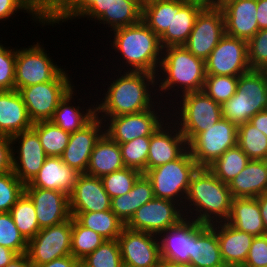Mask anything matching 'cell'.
<instances>
[{
	"label": "cell",
	"instance_id": "1",
	"mask_svg": "<svg viewBox=\"0 0 267 267\" xmlns=\"http://www.w3.org/2000/svg\"><path fill=\"white\" fill-rule=\"evenodd\" d=\"M122 71H118L121 76H117L116 80L114 78L108 85L100 104L97 102L95 105L96 116L116 117L146 111L156 106L153 95L156 97L155 94L158 93L156 92L157 76L147 72L133 71H123L122 75ZM152 88L155 89V93L152 92Z\"/></svg>",
	"mask_w": 267,
	"mask_h": 267
},
{
	"label": "cell",
	"instance_id": "2",
	"mask_svg": "<svg viewBox=\"0 0 267 267\" xmlns=\"http://www.w3.org/2000/svg\"><path fill=\"white\" fill-rule=\"evenodd\" d=\"M232 200L228 184L219 180L207 167H199L189 184L183 205L184 215L207 225L225 222L230 214Z\"/></svg>",
	"mask_w": 267,
	"mask_h": 267
},
{
	"label": "cell",
	"instance_id": "3",
	"mask_svg": "<svg viewBox=\"0 0 267 267\" xmlns=\"http://www.w3.org/2000/svg\"><path fill=\"white\" fill-rule=\"evenodd\" d=\"M113 33L112 49L120 53L127 67L130 66L124 71L157 75L163 47L153 30L141 20L135 25L114 29Z\"/></svg>",
	"mask_w": 267,
	"mask_h": 267
},
{
	"label": "cell",
	"instance_id": "4",
	"mask_svg": "<svg viewBox=\"0 0 267 267\" xmlns=\"http://www.w3.org/2000/svg\"><path fill=\"white\" fill-rule=\"evenodd\" d=\"M162 73H157V85H159L160 97L163 92L177 90L180 93L202 91L206 79L205 60L196 57L184 46H169L163 48L161 63L159 67ZM160 74V75H159ZM161 77V78H160ZM165 77V78H162ZM159 83V84H158ZM177 86V88L174 89ZM173 88V89H172ZM182 89V90H181ZM161 91V92H160Z\"/></svg>",
	"mask_w": 267,
	"mask_h": 267
},
{
	"label": "cell",
	"instance_id": "5",
	"mask_svg": "<svg viewBox=\"0 0 267 267\" xmlns=\"http://www.w3.org/2000/svg\"><path fill=\"white\" fill-rule=\"evenodd\" d=\"M267 109V71L251 69L239 76L236 93L222 105V118L237 126Z\"/></svg>",
	"mask_w": 267,
	"mask_h": 267
},
{
	"label": "cell",
	"instance_id": "6",
	"mask_svg": "<svg viewBox=\"0 0 267 267\" xmlns=\"http://www.w3.org/2000/svg\"><path fill=\"white\" fill-rule=\"evenodd\" d=\"M198 168L187 149L179 158L144 174L151 182L155 198L177 202L183 207L191 178Z\"/></svg>",
	"mask_w": 267,
	"mask_h": 267
},
{
	"label": "cell",
	"instance_id": "7",
	"mask_svg": "<svg viewBox=\"0 0 267 267\" xmlns=\"http://www.w3.org/2000/svg\"><path fill=\"white\" fill-rule=\"evenodd\" d=\"M179 97L181 98L180 107L177 108L179 111L171 107L175 111L172 116L176 119L174 120L172 116L169 119L178 126L188 144L198 134L206 131L208 126L212 127L222 119V106L203 91L189 92Z\"/></svg>",
	"mask_w": 267,
	"mask_h": 267
},
{
	"label": "cell",
	"instance_id": "8",
	"mask_svg": "<svg viewBox=\"0 0 267 267\" xmlns=\"http://www.w3.org/2000/svg\"><path fill=\"white\" fill-rule=\"evenodd\" d=\"M71 80L63 69L50 82L30 85L19 90L33 123L52 119L59 101L75 87Z\"/></svg>",
	"mask_w": 267,
	"mask_h": 267
},
{
	"label": "cell",
	"instance_id": "9",
	"mask_svg": "<svg viewBox=\"0 0 267 267\" xmlns=\"http://www.w3.org/2000/svg\"><path fill=\"white\" fill-rule=\"evenodd\" d=\"M237 140L238 126L222 118L198 134L188 144V150L199 167H208L226 150L236 146Z\"/></svg>",
	"mask_w": 267,
	"mask_h": 267
},
{
	"label": "cell",
	"instance_id": "10",
	"mask_svg": "<svg viewBox=\"0 0 267 267\" xmlns=\"http://www.w3.org/2000/svg\"><path fill=\"white\" fill-rule=\"evenodd\" d=\"M33 46L16 49L15 89L52 81L63 69L36 42ZM52 59V60H51Z\"/></svg>",
	"mask_w": 267,
	"mask_h": 267
},
{
	"label": "cell",
	"instance_id": "11",
	"mask_svg": "<svg viewBox=\"0 0 267 267\" xmlns=\"http://www.w3.org/2000/svg\"><path fill=\"white\" fill-rule=\"evenodd\" d=\"M72 216L57 225L42 228L28 241L27 256L32 266H39L71 254Z\"/></svg>",
	"mask_w": 267,
	"mask_h": 267
},
{
	"label": "cell",
	"instance_id": "12",
	"mask_svg": "<svg viewBox=\"0 0 267 267\" xmlns=\"http://www.w3.org/2000/svg\"><path fill=\"white\" fill-rule=\"evenodd\" d=\"M183 218L185 215L180 203L154 197L134 212L125 227L159 235Z\"/></svg>",
	"mask_w": 267,
	"mask_h": 267
},
{
	"label": "cell",
	"instance_id": "13",
	"mask_svg": "<svg viewBox=\"0 0 267 267\" xmlns=\"http://www.w3.org/2000/svg\"><path fill=\"white\" fill-rule=\"evenodd\" d=\"M158 114L156 109L152 107L138 113L99 118L104 123L107 122L104 124V133L111 140L117 143H126L139 137H151L165 122L162 115Z\"/></svg>",
	"mask_w": 267,
	"mask_h": 267
},
{
	"label": "cell",
	"instance_id": "14",
	"mask_svg": "<svg viewBox=\"0 0 267 267\" xmlns=\"http://www.w3.org/2000/svg\"><path fill=\"white\" fill-rule=\"evenodd\" d=\"M206 75L235 76L251 70L247 41L225 34L205 59Z\"/></svg>",
	"mask_w": 267,
	"mask_h": 267
},
{
	"label": "cell",
	"instance_id": "15",
	"mask_svg": "<svg viewBox=\"0 0 267 267\" xmlns=\"http://www.w3.org/2000/svg\"><path fill=\"white\" fill-rule=\"evenodd\" d=\"M158 236L124 227L117 241L123 267H158L161 261Z\"/></svg>",
	"mask_w": 267,
	"mask_h": 267
},
{
	"label": "cell",
	"instance_id": "16",
	"mask_svg": "<svg viewBox=\"0 0 267 267\" xmlns=\"http://www.w3.org/2000/svg\"><path fill=\"white\" fill-rule=\"evenodd\" d=\"M224 35L222 10L205 7L197 16L190 36L183 46L196 57L205 60Z\"/></svg>",
	"mask_w": 267,
	"mask_h": 267
},
{
	"label": "cell",
	"instance_id": "17",
	"mask_svg": "<svg viewBox=\"0 0 267 267\" xmlns=\"http://www.w3.org/2000/svg\"><path fill=\"white\" fill-rule=\"evenodd\" d=\"M16 142L20 145L16 147L17 149H15V146L12 147L14 149L12 150V171L26 185L40 171L47 155L41 145L39 136L32 128L11 137L12 145Z\"/></svg>",
	"mask_w": 267,
	"mask_h": 267
},
{
	"label": "cell",
	"instance_id": "18",
	"mask_svg": "<svg viewBox=\"0 0 267 267\" xmlns=\"http://www.w3.org/2000/svg\"><path fill=\"white\" fill-rule=\"evenodd\" d=\"M162 114L170 115H167V117L165 115L163 116L166 119V123L162 124L151 135L147 171L179 158L188 149L186 138L180 132L178 126L174 122L172 123V119L169 121L170 123L167 122L169 120L168 117L172 115L170 111Z\"/></svg>",
	"mask_w": 267,
	"mask_h": 267
},
{
	"label": "cell",
	"instance_id": "19",
	"mask_svg": "<svg viewBox=\"0 0 267 267\" xmlns=\"http://www.w3.org/2000/svg\"><path fill=\"white\" fill-rule=\"evenodd\" d=\"M104 124L98 116H95L80 130L70 133L69 143L60 156L62 161L79 174L86 173L92 150L104 134Z\"/></svg>",
	"mask_w": 267,
	"mask_h": 267
},
{
	"label": "cell",
	"instance_id": "20",
	"mask_svg": "<svg viewBox=\"0 0 267 267\" xmlns=\"http://www.w3.org/2000/svg\"><path fill=\"white\" fill-rule=\"evenodd\" d=\"M111 208V198L104 189L100 177L79 174L69 196L70 214L74 218L80 212L106 211Z\"/></svg>",
	"mask_w": 267,
	"mask_h": 267
},
{
	"label": "cell",
	"instance_id": "21",
	"mask_svg": "<svg viewBox=\"0 0 267 267\" xmlns=\"http://www.w3.org/2000/svg\"><path fill=\"white\" fill-rule=\"evenodd\" d=\"M33 202L40 229L60 224L71 217L69 196L58 190L25 187Z\"/></svg>",
	"mask_w": 267,
	"mask_h": 267
},
{
	"label": "cell",
	"instance_id": "22",
	"mask_svg": "<svg viewBox=\"0 0 267 267\" xmlns=\"http://www.w3.org/2000/svg\"><path fill=\"white\" fill-rule=\"evenodd\" d=\"M158 240L162 260L189 264L192 254V219L183 218L175 226L161 232Z\"/></svg>",
	"mask_w": 267,
	"mask_h": 267
},
{
	"label": "cell",
	"instance_id": "23",
	"mask_svg": "<svg viewBox=\"0 0 267 267\" xmlns=\"http://www.w3.org/2000/svg\"><path fill=\"white\" fill-rule=\"evenodd\" d=\"M257 0H235L221 10L225 22V34L249 41L258 31Z\"/></svg>",
	"mask_w": 267,
	"mask_h": 267
},
{
	"label": "cell",
	"instance_id": "24",
	"mask_svg": "<svg viewBox=\"0 0 267 267\" xmlns=\"http://www.w3.org/2000/svg\"><path fill=\"white\" fill-rule=\"evenodd\" d=\"M192 267H226L220 252L216 231L207 224L192 219Z\"/></svg>",
	"mask_w": 267,
	"mask_h": 267
},
{
	"label": "cell",
	"instance_id": "25",
	"mask_svg": "<svg viewBox=\"0 0 267 267\" xmlns=\"http://www.w3.org/2000/svg\"><path fill=\"white\" fill-rule=\"evenodd\" d=\"M217 233L222 260L226 267H242L248 257L253 235L226 222L210 225Z\"/></svg>",
	"mask_w": 267,
	"mask_h": 267
},
{
	"label": "cell",
	"instance_id": "26",
	"mask_svg": "<svg viewBox=\"0 0 267 267\" xmlns=\"http://www.w3.org/2000/svg\"><path fill=\"white\" fill-rule=\"evenodd\" d=\"M204 8L198 3L172 0L171 25L160 37L162 47L183 46L190 36L197 16Z\"/></svg>",
	"mask_w": 267,
	"mask_h": 267
},
{
	"label": "cell",
	"instance_id": "27",
	"mask_svg": "<svg viewBox=\"0 0 267 267\" xmlns=\"http://www.w3.org/2000/svg\"><path fill=\"white\" fill-rule=\"evenodd\" d=\"M32 126L33 122L19 91H0V135L11 138Z\"/></svg>",
	"mask_w": 267,
	"mask_h": 267
},
{
	"label": "cell",
	"instance_id": "28",
	"mask_svg": "<svg viewBox=\"0 0 267 267\" xmlns=\"http://www.w3.org/2000/svg\"><path fill=\"white\" fill-rule=\"evenodd\" d=\"M78 175L61 157H47L40 171L25 187L58 190L70 196Z\"/></svg>",
	"mask_w": 267,
	"mask_h": 267
},
{
	"label": "cell",
	"instance_id": "29",
	"mask_svg": "<svg viewBox=\"0 0 267 267\" xmlns=\"http://www.w3.org/2000/svg\"><path fill=\"white\" fill-rule=\"evenodd\" d=\"M228 188L233 198H256L267 193V160H250Z\"/></svg>",
	"mask_w": 267,
	"mask_h": 267
},
{
	"label": "cell",
	"instance_id": "30",
	"mask_svg": "<svg viewBox=\"0 0 267 267\" xmlns=\"http://www.w3.org/2000/svg\"><path fill=\"white\" fill-rule=\"evenodd\" d=\"M225 222L254 237L266 234L257 198H233Z\"/></svg>",
	"mask_w": 267,
	"mask_h": 267
},
{
	"label": "cell",
	"instance_id": "31",
	"mask_svg": "<svg viewBox=\"0 0 267 267\" xmlns=\"http://www.w3.org/2000/svg\"><path fill=\"white\" fill-rule=\"evenodd\" d=\"M125 168L119 144L105 133L96 142L92 150L87 175L102 177Z\"/></svg>",
	"mask_w": 267,
	"mask_h": 267
},
{
	"label": "cell",
	"instance_id": "32",
	"mask_svg": "<svg viewBox=\"0 0 267 267\" xmlns=\"http://www.w3.org/2000/svg\"><path fill=\"white\" fill-rule=\"evenodd\" d=\"M74 90L75 89L73 87L59 101L58 107L56 108L54 115L50 120L69 133L80 130L96 116V109L94 107L95 104L90 105V107H88V109L86 108V111L84 112L79 105L76 107L69 103L72 101L73 95H75Z\"/></svg>",
	"mask_w": 267,
	"mask_h": 267
},
{
	"label": "cell",
	"instance_id": "33",
	"mask_svg": "<svg viewBox=\"0 0 267 267\" xmlns=\"http://www.w3.org/2000/svg\"><path fill=\"white\" fill-rule=\"evenodd\" d=\"M142 4L138 0H111L108 8L97 19L114 29L131 26L141 21Z\"/></svg>",
	"mask_w": 267,
	"mask_h": 267
},
{
	"label": "cell",
	"instance_id": "34",
	"mask_svg": "<svg viewBox=\"0 0 267 267\" xmlns=\"http://www.w3.org/2000/svg\"><path fill=\"white\" fill-rule=\"evenodd\" d=\"M74 219L83 227L100 234L105 240H116L125 224L110 210L80 212Z\"/></svg>",
	"mask_w": 267,
	"mask_h": 267
},
{
	"label": "cell",
	"instance_id": "35",
	"mask_svg": "<svg viewBox=\"0 0 267 267\" xmlns=\"http://www.w3.org/2000/svg\"><path fill=\"white\" fill-rule=\"evenodd\" d=\"M249 161V157L236 145L226 150L207 168L223 183L229 184Z\"/></svg>",
	"mask_w": 267,
	"mask_h": 267
},
{
	"label": "cell",
	"instance_id": "36",
	"mask_svg": "<svg viewBox=\"0 0 267 267\" xmlns=\"http://www.w3.org/2000/svg\"><path fill=\"white\" fill-rule=\"evenodd\" d=\"M32 129L39 136L47 157H60L62 155L69 143V132L64 131L50 120L33 123Z\"/></svg>",
	"mask_w": 267,
	"mask_h": 267
},
{
	"label": "cell",
	"instance_id": "37",
	"mask_svg": "<svg viewBox=\"0 0 267 267\" xmlns=\"http://www.w3.org/2000/svg\"><path fill=\"white\" fill-rule=\"evenodd\" d=\"M141 20L160 38L171 25L172 0H152L143 4Z\"/></svg>",
	"mask_w": 267,
	"mask_h": 267
},
{
	"label": "cell",
	"instance_id": "38",
	"mask_svg": "<svg viewBox=\"0 0 267 267\" xmlns=\"http://www.w3.org/2000/svg\"><path fill=\"white\" fill-rule=\"evenodd\" d=\"M24 238L29 241L41 229L39 227L35 207L32 200L23 193L9 212Z\"/></svg>",
	"mask_w": 267,
	"mask_h": 267
},
{
	"label": "cell",
	"instance_id": "39",
	"mask_svg": "<svg viewBox=\"0 0 267 267\" xmlns=\"http://www.w3.org/2000/svg\"><path fill=\"white\" fill-rule=\"evenodd\" d=\"M237 145L250 160H267V137L249 122L238 126Z\"/></svg>",
	"mask_w": 267,
	"mask_h": 267
},
{
	"label": "cell",
	"instance_id": "40",
	"mask_svg": "<svg viewBox=\"0 0 267 267\" xmlns=\"http://www.w3.org/2000/svg\"><path fill=\"white\" fill-rule=\"evenodd\" d=\"M105 239L95 231L81 226L72 217L71 254L78 260L95 251Z\"/></svg>",
	"mask_w": 267,
	"mask_h": 267
},
{
	"label": "cell",
	"instance_id": "41",
	"mask_svg": "<svg viewBox=\"0 0 267 267\" xmlns=\"http://www.w3.org/2000/svg\"><path fill=\"white\" fill-rule=\"evenodd\" d=\"M151 137H139L126 143H118L125 167L141 173L147 171V159Z\"/></svg>",
	"mask_w": 267,
	"mask_h": 267
},
{
	"label": "cell",
	"instance_id": "42",
	"mask_svg": "<svg viewBox=\"0 0 267 267\" xmlns=\"http://www.w3.org/2000/svg\"><path fill=\"white\" fill-rule=\"evenodd\" d=\"M97 0H53V9L45 20L46 25H56L60 21L65 22L82 16L91 8Z\"/></svg>",
	"mask_w": 267,
	"mask_h": 267
},
{
	"label": "cell",
	"instance_id": "43",
	"mask_svg": "<svg viewBox=\"0 0 267 267\" xmlns=\"http://www.w3.org/2000/svg\"><path fill=\"white\" fill-rule=\"evenodd\" d=\"M81 267H123L117 239L105 240L95 251L81 260Z\"/></svg>",
	"mask_w": 267,
	"mask_h": 267
},
{
	"label": "cell",
	"instance_id": "44",
	"mask_svg": "<svg viewBox=\"0 0 267 267\" xmlns=\"http://www.w3.org/2000/svg\"><path fill=\"white\" fill-rule=\"evenodd\" d=\"M239 77L206 75L202 91L221 106L235 93Z\"/></svg>",
	"mask_w": 267,
	"mask_h": 267
},
{
	"label": "cell",
	"instance_id": "45",
	"mask_svg": "<svg viewBox=\"0 0 267 267\" xmlns=\"http://www.w3.org/2000/svg\"><path fill=\"white\" fill-rule=\"evenodd\" d=\"M141 174L142 173L136 169L125 167L102 176L101 180L105 191L112 199L130 192L135 181Z\"/></svg>",
	"mask_w": 267,
	"mask_h": 267
},
{
	"label": "cell",
	"instance_id": "46",
	"mask_svg": "<svg viewBox=\"0 0 267 267\" xmlns=\"http://www.w3.org/2000/svg\"><path fill=\"white\" fill-rule=\"evenodd\" d=\"M0 245L17 255L26 254L28 241L20 233L9 212L0 213Z\"/></svg>",
	"mask_w": 267,
	"mask_h": 267
},
{
	"label": "cell",
	"instance_id": "47",
	"mask_svg": "<svg viewBox=\"0 0 267 267\" xmlns=\"http://www.w3.org/2000/svg\"><path fill=\"white\" fill-rule=\"evenodd\" d=\"M25 192V185L13 171L0 174V213L10 212Z\"/></svg>",
	"mask_w": 267,
	"mask_h": 267
},
{
	"label": "cell",
	"instance_id": "48",
	"mask_svg": "<svg viewBox=\"0 0 267 267\" xmlns=\"http://www.w3.org/2000/svg\"><path fill=\"white\" fill-rule=\"evenodd\" d=\"M247 50L250 68L267 70V29L259 30L247 42Z\"/></svg>",
	"mask_w": 267,
	"mask_h": 267
},
{
	"label": "cell",
	"instance_id": "49",
	"mask_svg": "<svg viewBox=\"0 0 267 267\" xmlns=\"http://www.w3.org/2000/svg\"><path fill=\"white\" fill-rule=\"evenodd\" d=\"M3 47L0 50V91L15 89V48Z\"/></svg>",
	"mask_w": 267,
	"mask_h": 267
},
{
	"label": "cell",
	"instance_id": "50",
	"mask_svg": "<svg viewBox=\"0 0 267 267\" xmlns=\"http://www.w3.org/2000/svg\"><path fill=\"white\" fill-rule=\"evenodd\" d=\"M154 198L153 187L145 174H141L131 189L132 216L142 205Z\"/></svg>",
	"mask_w": 267,
	"mask_h": 267
},
{
	"label": "cell",
	"instance_id": "51",
	"mask_svg": "<svg viewBox=\"0 0 267 267\" xmlns=\"http://www.w3.org/2000/svg\"><path fill=\"white\" fill-rule=\"evenodd\" d=\"M22 10L30 13V16L41 25H46L45 20L35 11V9L26 0H0V20L6 21L16 12ZM6 19V20H5Z\"/></svg>",
	"mask_w": 267,
	"mask_h": 267
},
{
	"label": "cell",
	"instance_id": "52",
	"mask_svg": "<svg viewBox=\"0 0 267 267\" xmlns=\"http://www.w3.org/2000/svg\"><path fill=\"white\" fill-rule=\"evenodd\" d=\"M267 266V234L254 237L248 257L242 267Z\"/></svg>",
	"mask_w": 267,
	"mask_h": 267
},
{
	"label": "cell",
	"instance_id": "53",
	"mask_svg": "<svg viewBox=\"0 0 267 267\" xmlns=\"http://www.w3.org/2000/svg\"><path fill=\"white\" fill-rule=\"evenodd\" d=\"M114 214L126 224L132 217L131 191L111 199V208Z\"/></svg>",
	"mask_w": 267,
	"mask_h": 267
},
{
	"label": "cell",
	"instance_id": "54",
	"mask_svg": "<svg viewBox=\"0 0 267 267\" xmlns=\"http://www.w3.org/2000/svg\"><path fill=\"white\" fill-rule=\"evenodd\" d=\"M11 138L0 135V174L12 171Z\"/></svg>",
	"mask_w": 267,
	"mask_h": 267
},
{
	"label": "cell",
	"instance_id": "55",
	"mask_svg": "<svg viewBox=\"0 0 267 267\" xmlns=\"http://www.w3.org/2000/svg\"><path fill=\"white\" fill-rule=\"evenodd\" d=\"M32 267H81V261L72 255H68L66 257H60L52 260L51 262Z\"/></svg>",
	"mask_w": 267,
	"mask_h": 267
},
{
	"label": "cell",
	"instance_id": "56",
	"mask_svg": "<svg viewBox=\"0 0 267 267\" xmlns=\"http://www.w3.org/2000/svg\"><path fill=\"white\" fill-rule=\"evenodd\" d=\"M46 20L53 9V0H26Z\"/></svg>",
	"mask_w": 267,
	"mask_h": 267
},
{
	"label": "cell",
	"instance_id": "57",
	"mask_svg": "<svg viewBox=\"0 0 267 267\" xmlns=\"http://www.w3.org/2000/svg\"><path fill=\"white\" fill-rule=\"evenodd\" d=\"M110 1L97 0L82 17L92 18L91 20L94 18V21L97 20L105 12L106 8H108Z\"/></svg>",
	"mask_w": 267,
	"mask_h": 267
},
{
	"label": "cell",
	"instance_id": "58",
	"mask_svg": "<svg viewBox=\"0 0 267 267\" xmlns=\"http://www.w3.org/2000/svg\"><path fill=\"white\" fill-rule=\"evenodd\" d=\"M256 19L259 30L267 29V0H257Z\"/></svg>",
	"mask_w": 267,
	"mask_h": 267
},
{
	"label": "cell",
	"instance_id": "59",
	"mask_svg": "<svg viewBox=\"0 0 267 267\" xmlns=\"http://www.w3.org/2000/svg\"><path fill=\"white\" fill-rule=\"evenodd\" d=\"M248 122L267 137V109L258 112Z\"/></svg>",
	"mask_w": 267,
	"mask_h": 267
},
{
	"label": "cell",
	"instance_id": "60",
	"mask_svg": "<svg viewBox=\"0 0 267 267\" xmlns=\"http://www.w3.org/2000/svg\"><path fill=\"white\" fill-rule=\"evenodd\" d=\"M17 254L4 246L0 245V267H5L14 259Z\"/></svg>",
	"mask_w": 267,
	"mask_h": 267
},
{
	"label": "cell",
	"instance_id": "61",
	"mask_svg": "<svg viewBox=\"0 0 267 267\" xmlns=\"http://www.w3.org/2000/svg\"><path fill=\"white\" fill-rule=\"evenodd\" d=\"M5 267H32L29 262L27 254H18L12 261Z\"/></svg>",
	"mask_w": 267,
	"mask_h": 267
},
{
	"label": "cell",
	"instance_id": "62",
	"mask_svg": "<svg viewBox=\"0 0 267 267\" xmlns=\"http://www.w3.org/2000/svg\"><path fill=\"white\" fill-rule=\"evenodd\" d=\"M260 206L261 217L267 234V193L256 197Z\"/></svg>",
	"mask_w": 267,
	"mask_h": 267
},
{
	"label": "cell",
	"instance_id": "63",
	"mask_svg": "<svg viewBox=\"0 0 267 267\" xmlns=\"http://www.w3.org/2000/svg\"><path fill=\"white\" fill-rule=\"evenodd\" d=\"M158 267H192V266L190 264H177L161 259Z\"/></svg>",
	"mask_w": 267,
	"mask_h": 267
},
{
	"label": "cell",
	"instance_id": "64",
	"mask_svg": "<svg viewBox=\"0 0 267 267\" xmlns=\"http://www.w3.org/2000/svg\"><path fill=\"white\" fill-rule=\"evenodd\" d=\"M235 1V0H212V8L213 9H222L228 3Z\"/></svg>",
	"mask_w": 267,
	"mask_h": 267
},
{
	"label": "cell",
	"instance_id": "65",
	"mask_svg": "<svg viewBox=\"0 0 267 267\" xmlns=\"http://www.w3.org/2000/svg\"><path fill=\"white\" fill-rule=\"evenodd\" d=\"M190 3H198L204 7L212 8V0H183Z\"/></svg>",
	"mask_w": 267,
	"mask_h": 267
},
{
	"label": "cell",
	"instance_id": "66",
	"mask_svg": "<svg viewBox=\"0 0 267 267\" xmlns=\"http://www.w3.org/2000/svg\"><path fill=\"white\" fill-rule=\"evenodd\" d=\"M142 5L152 0H138Z\"/></svg>",
	"mask_w": 267,
	"mask_h": 267
},
{
	"label": "cell",
	"instance_id": "67",
	"mask_svg": "<svg viewBox=\"0 0 267 267\" xmlns=\"http://www.w3.org/2000/svg\"><path fill=\"white\" fill-rule=\"evenodd\" d=\"M4 46H3V44L2 43H0V50L3 48Z\"/></svg>",
	"mask_w": 267,
	"mask_h": 267
}]
</instances>
